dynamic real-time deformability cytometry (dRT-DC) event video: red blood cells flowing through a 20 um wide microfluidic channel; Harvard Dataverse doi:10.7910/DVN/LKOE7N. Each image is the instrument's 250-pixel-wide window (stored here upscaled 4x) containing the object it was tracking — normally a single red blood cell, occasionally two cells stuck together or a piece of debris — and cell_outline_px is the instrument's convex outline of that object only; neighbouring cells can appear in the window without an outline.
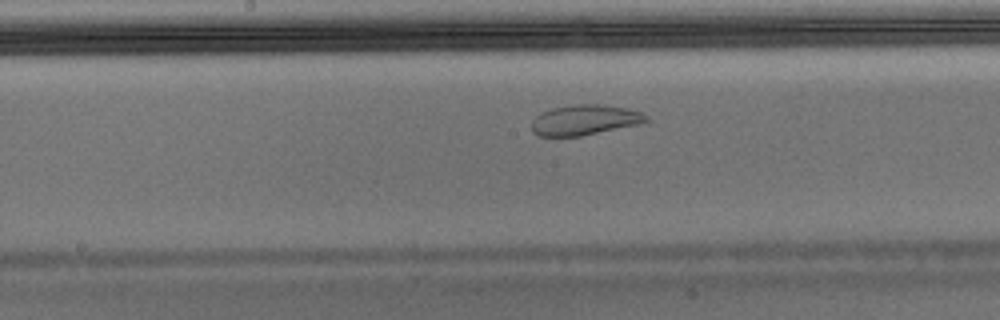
{"species": "Egyptian fruit bat (a non-hibernating species)", "species_latin": "Rousettus aegyptiacus", "temperature_condition": "warm", "stored_images_in_passage": 32, "camera_frame_rate_fps": 3000, "um_per_image_px": 0.085, "animal": {"sex": "male"}, "frame": {"image": 1, "passage_image": 10, "time_ms": 3.0, "image_size_px": [1000, 320], "cell_outline_px": [[648, 120], [640, 124], [580, 136], [540, 136], [532, 132], [532, 120], [540, 112], [552, 108], [572, 104], [600, 104], [624, 108], [640, 112], [648, 116]], "centroid_in_image_um": [49.66, 10.19], "position_along_channel_um": 198.5, "area_um2": 20.17}}